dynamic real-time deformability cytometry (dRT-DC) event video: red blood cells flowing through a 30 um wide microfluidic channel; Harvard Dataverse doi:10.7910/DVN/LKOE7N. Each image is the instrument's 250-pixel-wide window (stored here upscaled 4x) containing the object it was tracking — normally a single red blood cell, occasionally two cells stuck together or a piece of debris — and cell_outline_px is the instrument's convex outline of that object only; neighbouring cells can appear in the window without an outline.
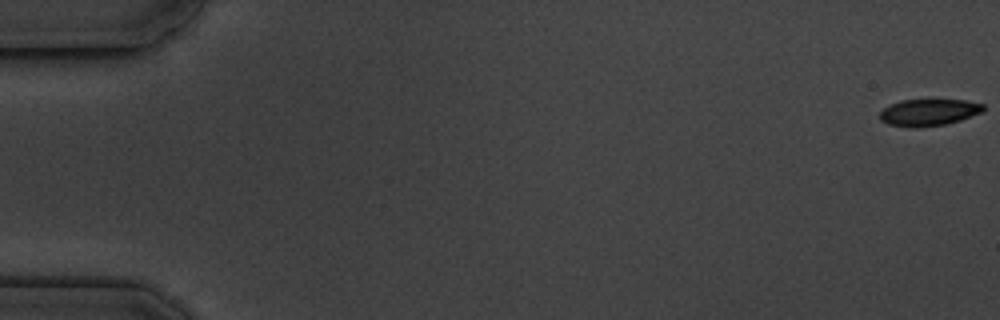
{"species": "common noctule bat (a hibernating species)", "species_latin": "Nyctalus noctula", "temperature_condition": "cold", "stored_images_in_passage": 6, "camera_frame_rate_fps": 3000, "um_per_image_px": 0.085, "animal": {"sex": "male", "body_mass_g": 19.5, "forearm_length_mm": 54.6}, "frame": {"image": 1, "passage_image": 1, "time_ms": 0.0, "image_size_px": [1000, 320], "cell_outline_px": [[984, 108], [980, 112], [960, 120], [944, 124], [920, 128], [912, 128], [888, 124], [880, 120], [880, 112], [884, 108], [900, 100], [964, 100], [984, 104]], "centroid_in_image_um": [78.9, 9.56], "position_along_channel_um": 6.1, "area_um2": 16.01}}
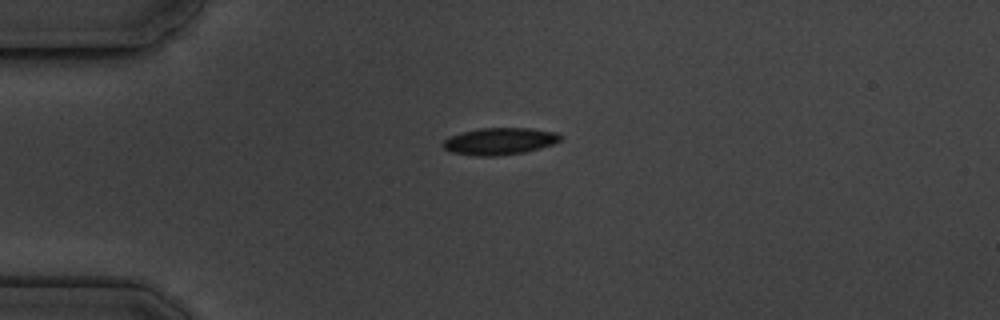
{"frame": {"image": 2, "passage_image": 5, "time_ms": 4.667, "image_size_px": [1000, 320], "cell_outline_px": [[560, 140], [552, 144], [540, 148], [524, 152], [496, 156], [476, 156], [452, 152], [444, 148], [440, 144], [444, 140], [452, 136], [464, 132], [480, 128], [532, 128], [556, 132], [560, 136]], "centroid_in_image_um": [42.46, 12.01], "position_along_channel_um": 42.5, "area_um2": 18.26}}